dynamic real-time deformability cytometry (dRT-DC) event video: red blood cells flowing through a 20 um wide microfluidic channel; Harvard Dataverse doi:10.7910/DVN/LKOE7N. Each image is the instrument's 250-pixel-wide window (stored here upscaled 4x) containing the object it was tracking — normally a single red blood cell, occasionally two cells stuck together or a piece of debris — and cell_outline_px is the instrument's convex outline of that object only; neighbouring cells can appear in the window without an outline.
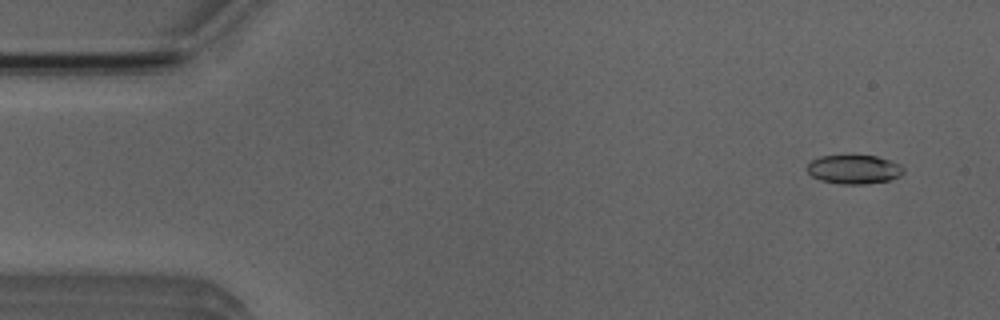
{"species": "Egyptian fruit bat (a non-hibernating species)", "species_latin": "Rousettus aegyptiacus", "temperature_condition": "room temperature", "stored_images_in_passage": 53, "camera_frame_rate_fps": 3000, "um_per_image_px": 0.085, "animal": {"sex": "male"}, "frame": {"image": 1, "passage_image": 4, "time_ms": 1.0, "image_size_px": [1000, 320], "cell_outline_px": [[904, 172], [900, 176], [888, 180], [864, 184], [840, 184], [820, 180], [812, 176], [804, 168], [812, 160], [820, 156], [852, 152], [876, 156], [900, 164], [904, 168]], "centroid_in_image_um": [72.55, 14.34], "position_along_channel_um": 12.5, "area_um2": 16.99}}
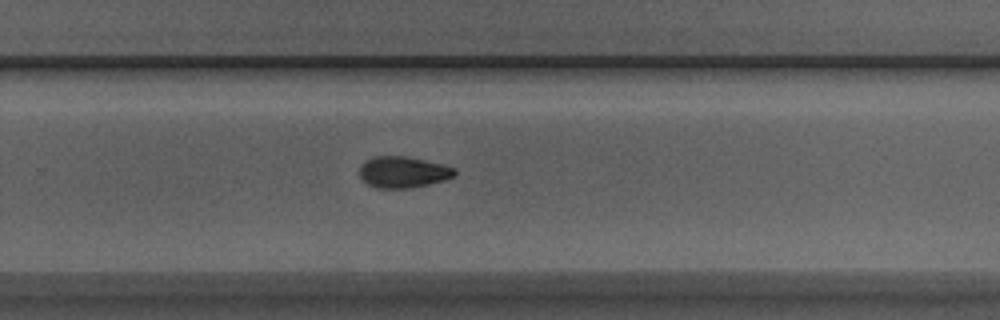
{"frame": {"image": 2, "passage_image": 34, "time_ms": 11.0, "image_size_px": [1000, 320], "cell_outline_px": [[456, 176], [444, 180], [428, 184], [408, 188], [376, 188], [368, 184], [360, 176], [360, 168], [364, 160], [372, 156], [404, 156], [424, 160], [456, 168]], "centroid_in_image_um": [34.25, 14.62], "position_along_channel_um": 295.5, "area_um2": 17.28}}
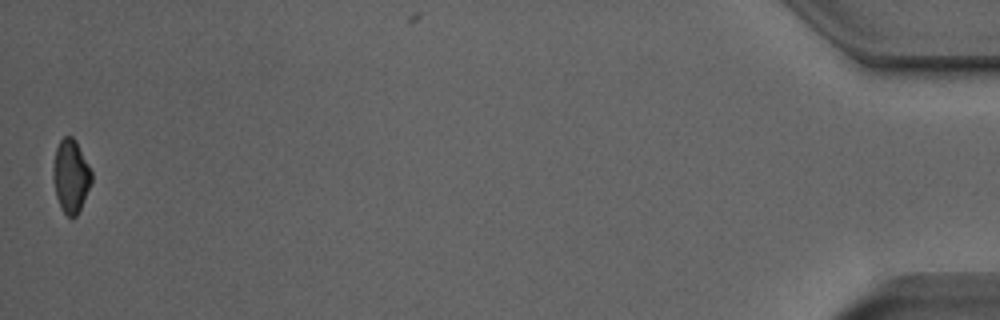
{"frame": {"image": 3, "passage_image": 52, "time_ms": 17.0, "image_size_px": [1000, 320], "cell_outline_px": [[92, 180], [80, 208], [76, 216], [68, 216], [60, 208], [56, 196], [52, 176], [52, 168], [56, 148], [60, 140], [64, 136], [72, 136], [76, 140], [92, 172]], "centroid_in_image_um": [6.0, 14.94], "position_along_channel_um": 429.2, "area_um2": 16.3}, "authors_computed_cell_mechanics": {"area_um2": 17.1088, "velocity_mm_per_s": 3.9394, "shape_relaxation_time_tau1_ms": 6.5203, "shape_relaxation_time_tau2_ms": 6.561, "deformation_change_tau1": 0.1851, "deformation_change_tau2": 0.1344}}